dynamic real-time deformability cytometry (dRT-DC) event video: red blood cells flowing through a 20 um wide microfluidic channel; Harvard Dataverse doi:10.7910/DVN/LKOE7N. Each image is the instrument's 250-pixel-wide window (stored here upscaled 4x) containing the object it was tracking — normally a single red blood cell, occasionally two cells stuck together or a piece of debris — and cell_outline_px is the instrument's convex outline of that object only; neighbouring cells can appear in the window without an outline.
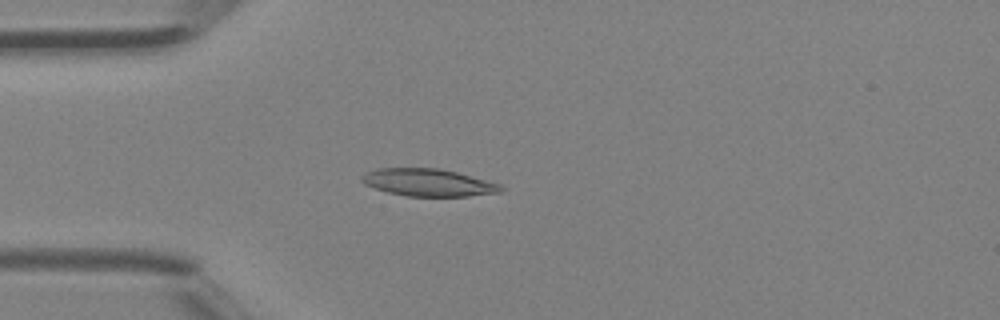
{"species": "Egyptian fruit bat (a non-hibernating species)", "species_latin": "Rousettus aegyptiacus", "temperature_condition": "room temperature", "stored_images_in_passage": 4, "camera_frame_rate_fps": 3000, "um_per_image_px": 0.085, "animal": {"sex": "female"}, "frame": {"image": 1, "passage_image": 4, "time_ms": 1.0, "image_size_px": [1000, 320], "cell_outline_px": [[504, 188], [500, 192], [468, 196], [404, 196], [388, 192], [364, 184], [360, 180], [360, 176], [376, 168], [440, 168], [456, 172], [500, 184]], "centroid_in_image_um": [36.37, 15.51], "position_along_channel_um": 48.6, "area_um2": 22.08}}